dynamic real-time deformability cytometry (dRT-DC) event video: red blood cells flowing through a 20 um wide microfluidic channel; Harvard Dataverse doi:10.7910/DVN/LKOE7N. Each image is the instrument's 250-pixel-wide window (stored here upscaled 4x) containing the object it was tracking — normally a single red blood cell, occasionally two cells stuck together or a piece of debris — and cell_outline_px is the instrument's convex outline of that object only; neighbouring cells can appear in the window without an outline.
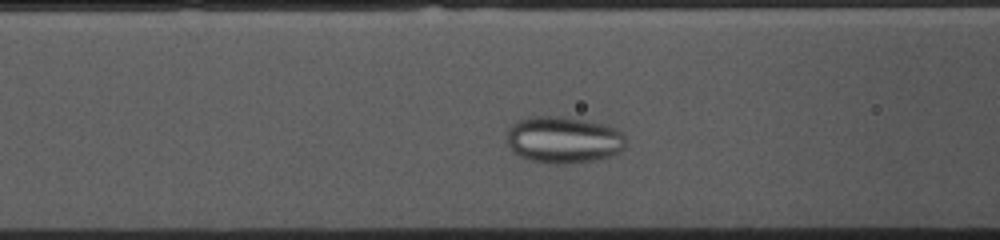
{"species": "common noctule bat (a hibernating species)", "species_latin": "Nyctalus noctula", "temperature_condition": "cold", "stored_images_in_passage": 35, "camera_frame_rate_fps": 3000, "um_per_image_px": 0.085, "animal": {"sex": "female", "body_mass_g": 10.0, "forearm_length_mm": 53.1}, "frame": {"image": 1, "passage_image": 12, "time_ms": 3.667, "image_size_px": [1000, 240], "cell_outline_px": [[628, 140], [624, 148], [620, 152], [612, 156], [596, 160], [552, 164], [532, 160], [520, 156], [508, 144], [508, 128], [512, 124], [528, 116], [560, 116], [608, 124], [616, 128]], "centroid_in_image_um": [47.95, 11.86], "position_along_channel_um": 118.6, "area_um2": 32.43}}
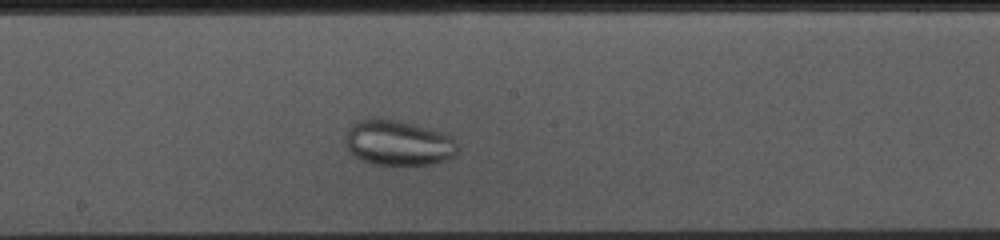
{"frame": {"image": 2, "passage_image": 20, "time_ms": 6.333, "image_size_px": [1000, 240], "cell_outline_px": [[460, 148], [456, 156], [432, 164], [372, 164], [360, 160], [344, 144], [344, 136], [348, 128], [356, 120], [364, 116], [384, 116], [448, 132], [456, 140]], "centroid_in_image_um": [33.86, 12.07], "position_along_channel_um": 214.3, "area_um2": 30.92}}
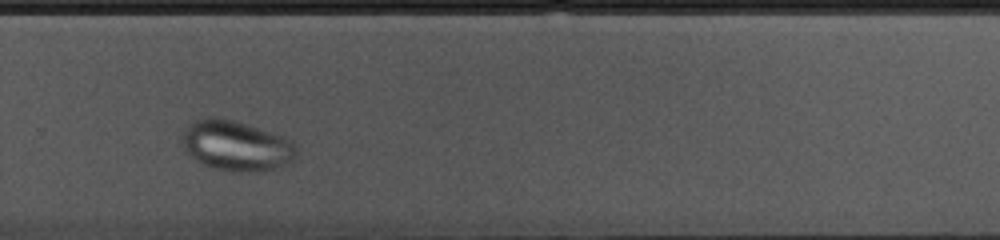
{"frame": {"image": 3, "passage_image": 28, "time_ms": 9.0, "image_size_px": [1000, 240], "cell_outline_px": [[296, 156], [292, 160], [264, 172], [228, 172], [204, 164], [196, 160], [188, 152], [184, 144], [180, 132], [184, 124], [192, 120], [208, 116], [212, 116], [232, 120], [284, 136], [292, 140], [296, 144]], "centroid_in_image_um": [20.04, 12.37], "position_along_channel_um": 309.8, "area_um2": 33.7}}